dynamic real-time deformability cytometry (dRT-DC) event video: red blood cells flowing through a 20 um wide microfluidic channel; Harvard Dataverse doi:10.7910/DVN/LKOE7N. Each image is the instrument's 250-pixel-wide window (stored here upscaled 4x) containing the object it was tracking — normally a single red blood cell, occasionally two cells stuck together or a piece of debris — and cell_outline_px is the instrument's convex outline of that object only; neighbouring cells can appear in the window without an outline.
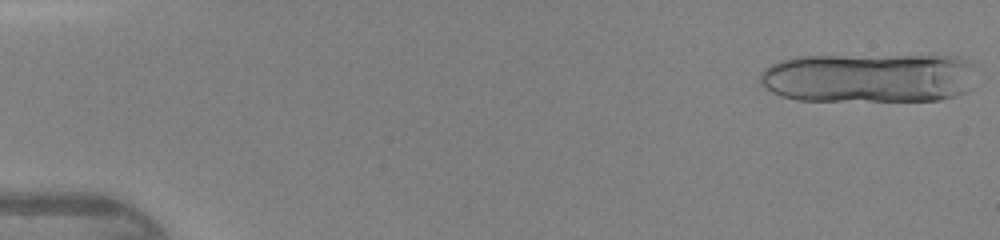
{"species": "human", "species_latin": "Homo sapiens", "temperature_condition": "warm", "stored_images_in_passage": 13, "camera_frame_rate_fps": 3000, "um_per_image_px": 0.085, "donor": {"sex": "female"}, "frame": {"image": 1, "passage_image": 1, "time_ms": 0.0, "image_size_px": [1000, 240], "cell_outline_px": [[972, 64], [968, 92], [956, 96], [940, 100], [796, 100], [780, 96], [764, 88], [760, 84], [760, 76], [764, 68], [780, 60], [796, 56], [960, 56], [968, 60]], "centroid_in_image_um": [73.8, 6.61], "position_along_channel_um": 11.2, "area_um2": 62.54}}